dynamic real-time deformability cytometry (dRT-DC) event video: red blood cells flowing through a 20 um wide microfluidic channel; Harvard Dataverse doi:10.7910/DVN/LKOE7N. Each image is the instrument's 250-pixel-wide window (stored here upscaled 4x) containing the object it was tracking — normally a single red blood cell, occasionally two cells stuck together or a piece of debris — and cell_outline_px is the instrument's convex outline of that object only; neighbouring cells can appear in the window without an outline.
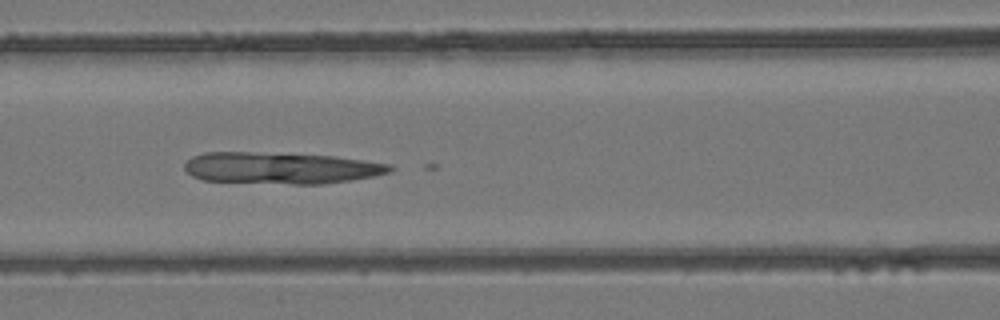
{"species": "common noctule bat (a hibernating species)", "species_latin": "Nyctalus noctula", "temperature_condition": "room temperature", "stored_images_in_passage": 40, "camera_frame_rate_fps": 3000, "um_per_image_px": 0.085, "animal": {"sex": "female", "body_mass_g": 24.6, "forearm_length_mm": 56.2}, "frame": {"image": 1, "passage_image": 19, "time_ms": 6.0, "image_size_px": [1000, 320], "cell_outline_px": [[396, 168], [392, 172], [352, 180], [320, 184], [292, 184], [204, 180], [192, 176], [184, 168], [184, 164], [192, 156], [204, 152], [252, 152], [332, 156], [392, 164]], "centroid_in_image_um": [23.89, 14.28], "position_along_channel_um": 142.7, "area_um2": 37.69}}